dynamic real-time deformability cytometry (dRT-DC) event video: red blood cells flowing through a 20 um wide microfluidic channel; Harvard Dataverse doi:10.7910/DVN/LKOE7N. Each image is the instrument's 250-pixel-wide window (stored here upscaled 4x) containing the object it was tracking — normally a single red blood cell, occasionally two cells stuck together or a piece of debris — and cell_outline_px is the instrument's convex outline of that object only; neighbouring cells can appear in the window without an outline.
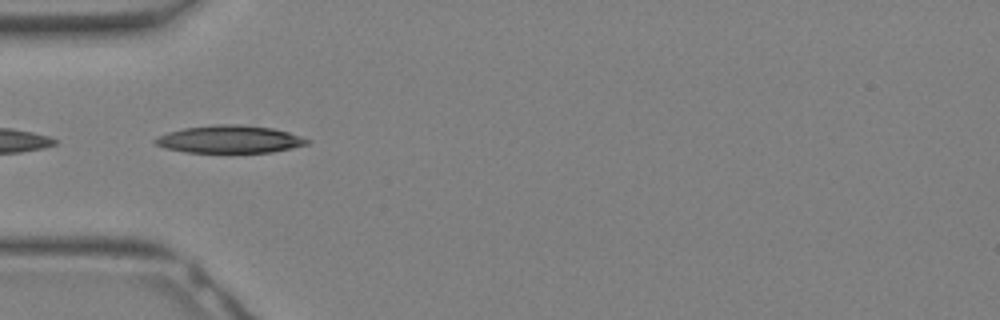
{"species": "Egyptian fruit bat (a non-hibernating species)", "species_latin": "Rousettus aegyptiacus", "temperature_condition": "warm", "stored_images_in_passage": 11, "camera_frame_rate_fps": 3000, "um_per_image_px": 0.085, "animal": {"sex": "female"}, "frame": {"image": 1, "passage_image": 5, "time_ms": 1.333, "image_size_px": [1000, 320], "cell_outline_px": [[312, 140], [308, 144], [292, 148], [272, 152], [184, 152], [164, 148], [156, 144], [152, 140], [168, 132], [184, 128], [212, 124], [240, 124], [272, 128], [288, 132]], "centroid_in_image_um": [19.53, 11.83], "position_along_channel_um": 65.5, "area_um2": 24.45}}
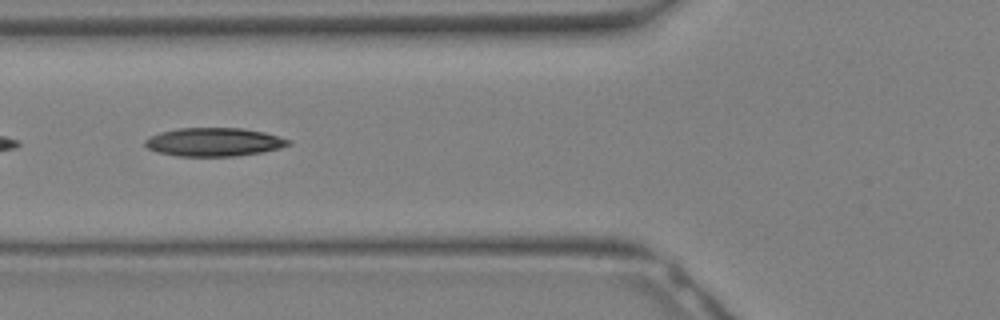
{"frame": {"image": 2, "passage_image": 7, "time_ms": 2.0, "image_size_px": [1000, 320], "cell_outline_px": [[292, 144], [280, 148], [264, 152], [236, 156], [176, 156], [156, 152], [148, 148], [144, 144], [144, 140], [160, 132], [180, 128], [244, 128], [264, 132], [292, 140]], "centroid_in_image_um": [18.22, 12.08], "position_along_channel_um": 107.6, "area_um2": 23.93}}